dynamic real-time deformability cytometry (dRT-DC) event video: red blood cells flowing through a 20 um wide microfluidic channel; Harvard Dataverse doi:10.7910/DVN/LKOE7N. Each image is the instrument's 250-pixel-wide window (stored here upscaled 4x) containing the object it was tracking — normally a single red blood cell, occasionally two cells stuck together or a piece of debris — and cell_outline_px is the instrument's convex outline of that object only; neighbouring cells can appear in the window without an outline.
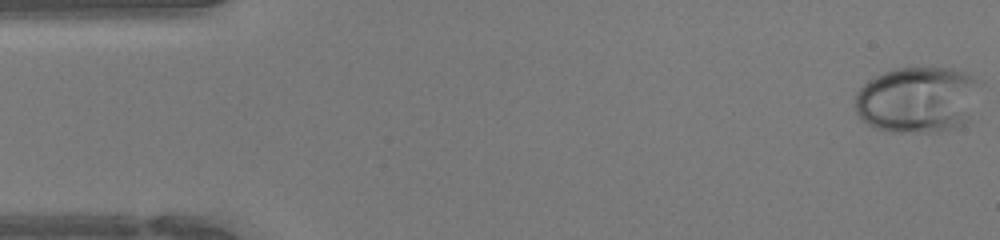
{"species": "human", "species_latin": "Homo sapiens", "temperature_condition": "warm", "stored_images_in_passage": 47, "camera_frame_rate_fps": 3000, "um_per_image_px": 0.085, "donor": {"sex": "female"}, "frame": {"image": 1, "passage_image": 1, "time_ms": 0.0, "image_size_px": [1000, 240], "cell_outline_px": [[984, 84], [968, 120], [964, 124], [956, 128], [936, 132], [888, 132], [876, 128], [860, 120], [856, 112], [856, 92], [868, 80], [884, 72], [896, 68], [952, 68], [964, 72], [984, 80]], "centroid_in_image_um": [78.06, 8.47], "position_along_channel_um": 6.9, "area_um2": 49.25}}
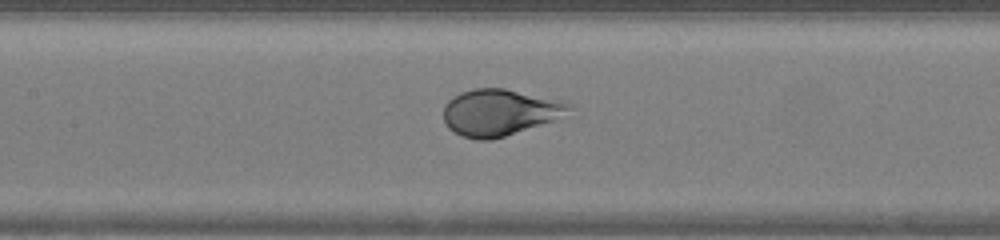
{"frame": {"image": 2, "passage_image": 21, "time_ms": 6.667, "image_size_px": [1000, 240], "cell_outline_px": [[572, 108], [552, 120], [492, 140], [476, 140], [460, 136], [448, 128], [444, 120], [444, 104], [452, 96], [460, 92], [476, 88], [504, 88], [572, 104]], "centroid_in_image_um": [42.35, 9.56], "position_along_channel_um": 165.0, "area_um2": 33.41}}
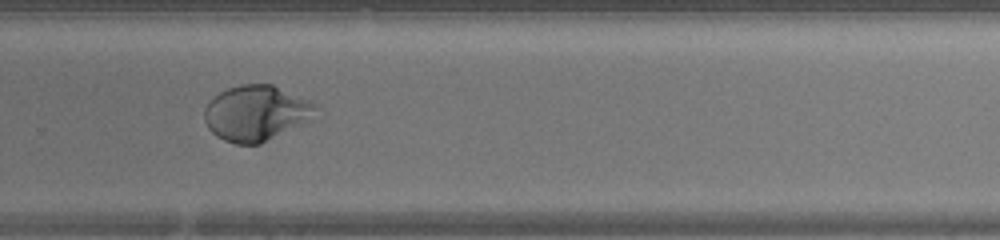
{"frame": {"image": 3, "passage_image": 31, "time_ms": 10.0, "image_size_px": [1000, 240], "cell_outline_px": [[320, 108], [300, 124], [260, 144], [236, 144], [224, 140], [216, 136], [208, 128], [204, 120], [204, 108], [220, 92], [228, 88], [240, 84], [272, 84], [308, 100], [316, 104]], "centroid_in_image_um": [21.73, 9.61], "position_along_channel_um": 308.1, "area_um2": 35.43}, "authors_computed_cell_mechanics": {"area_um2": 37.1654, "velocity_mm_per_s": 4.3195, "shape_relaxation_time_tau1_ms": 3.3734, "shape_relaxation_time_tau2_ms": null, "deformation_change_tau1": 0.2058, "deformation_change_tau2": null}}